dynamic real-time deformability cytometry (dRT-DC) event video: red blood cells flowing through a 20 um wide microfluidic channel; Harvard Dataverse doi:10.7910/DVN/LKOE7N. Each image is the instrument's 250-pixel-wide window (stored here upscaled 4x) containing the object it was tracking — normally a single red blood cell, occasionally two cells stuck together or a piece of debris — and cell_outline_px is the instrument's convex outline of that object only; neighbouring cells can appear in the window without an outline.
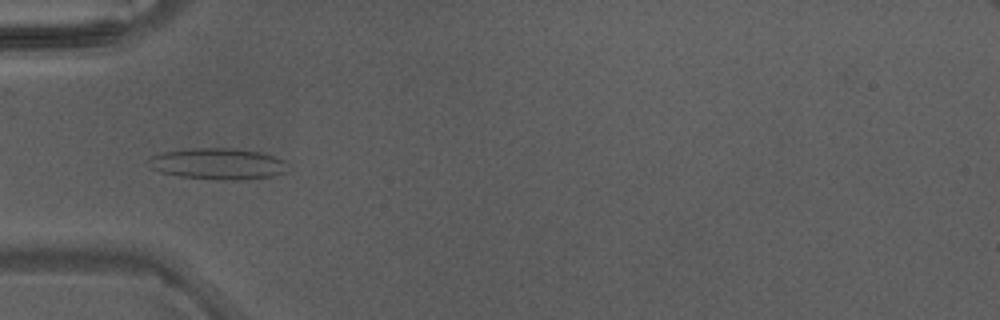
{"species": "Egyptian fruit bat (a non-hibernating species)", "species_latin": "Rousettus aegyptiacus", "temperature_condition": "warm", "stored_images_in_passage": 46, "camera_frame_rate_fps": 3000, "um_per_image_px": 0.085, "animal": {"sex": "male"}, "frame": {"image": 1, "passage_image": 16, "time_ms": 5.0, "image_size_px": [1000, 320], "cell_outline_px": [[284, 172], [272, 176], [244, 180], [220, 180], [180, 176], [160, 172], [152, 168], [144, 160], [152, 156], [164, 152], [188, 148], [232, 148], [260, 152], [284, 160]], "centroid_in_image_um": [18.45, 13.92], "position_along_channel_um": 66.6, "area_um2": 25.26}}
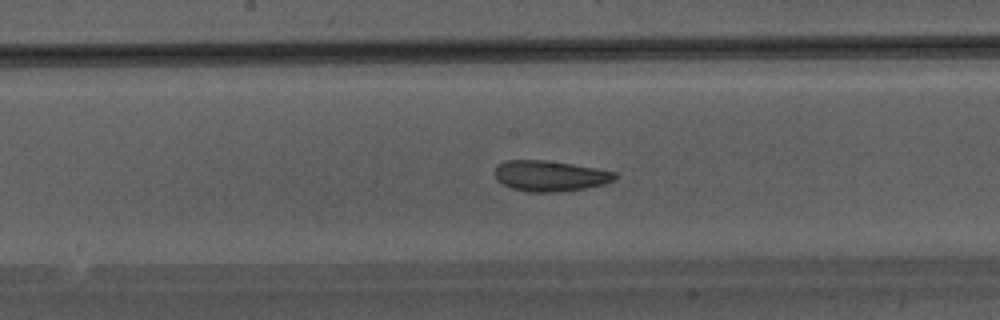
{"frame": {"image": 2, "passage_image": 25, "time_ms": 8.0, "image_size_px": [1000, 320], "cell_outline_px": [[616, 180], [604, 184], [584, 188], [560, 192], [528, 192], [512, 188], [496, 180], [496, 168], [504, 160], [544, 160], [572, 164], [616, 172]], "centroid_in_image_um": [46.76, 14.96], "position_along_channel_um": 201.4, "area_um2": 21.33}}
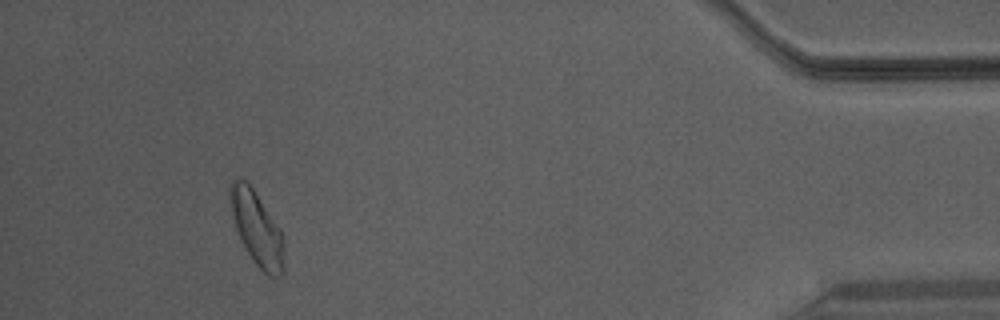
{"frame": {"image": 3, "passage_image": 43, "time_ms": 14.0, "image_size_px": [1000, 320], "cell_outline_px": [[284, 268], [280, 276], [268, 276], [252, 260], [240, 240], [236, 228], [228, 196], [228, 188], [232, 180], [244, 180], [252, 188], [280, 228], [284, 240]], "centroid_in_image_um": [21.83, 19.44], "position_along_channel_um": 413.4, "area_um2": 23.06}}